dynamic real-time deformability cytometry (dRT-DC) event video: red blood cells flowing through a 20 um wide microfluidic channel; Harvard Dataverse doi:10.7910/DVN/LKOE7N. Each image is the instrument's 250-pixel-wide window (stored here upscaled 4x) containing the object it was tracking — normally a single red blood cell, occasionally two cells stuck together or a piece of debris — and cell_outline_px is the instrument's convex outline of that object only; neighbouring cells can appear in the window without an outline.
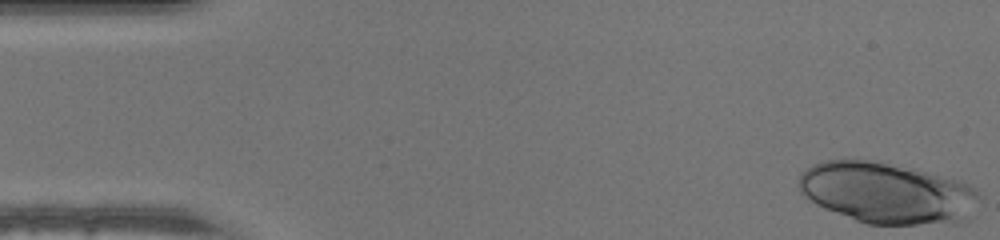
{"species": "human", "species_latin": "Homo sapiens", "temperature_condition": "warm", "stored_images_in_passage": 47, "camera_frame_rate_fps": 3000, "um_per_image_px": 0.085, "donor": {"sex": "male"}, "frame": {"image": 1, "passage_image": 1, "time_ms": 0.0, "image_size_px": [1000, 240], "cell_outline_px": [[980, 196], [968, 220], [956, 224], [868, 224], [856, 220], [824, 208], [816, 204], [800, 192], [800, 172], [812, 164], [824, 160], [868, 160], [912, 168], [968, 184], [976, 188]], "centroid_in_image_um": [75.41, 16.42], "position_along_channel_um": 9.6, "area_um2": 64.1}}